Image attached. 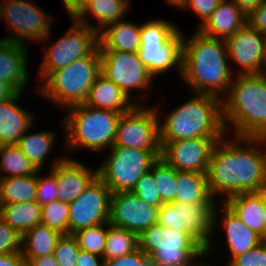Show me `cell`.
Listing matches in <instances>:
<instances>
[{"label":"cell","instance_id":"d6a6232c","mask_svg":"<svg viewBox=\"0 0 266 266\" xmlns=\"http://www.w3.org/2000/svg\"><path fill=\"white\" fill-rule=\"evenodd\" d=\"M138 248L137 234L108 222V235L102 257L104 261L130 254Z\"/></svg>","mask_w":266,"mask_h":266},{"label":"cell","instance_id":"f1b7e54d","mask_svg":"<svg viewBox=\"0 0 266 266\" xmlns=\"http://www.w3.org/2000/svg\"><path fill=\"white\" fill-rule=\"evenodd\" d=\"M42 206L36 201L0 204V217L21 237L41 224Z\"/></svg>","mask_w":266,"mask_h":266},{"label":"cell","instance_id":"9f6ffc18","mask_svg":"<svg viewBox=\"0 0 266 266\" xmlns=\"http://www.w3.org/2000/svg\"><path fill=\"white\" fill-rule=\"evenodd\" d=\"M21 266H32L30 262L24 261Z\"/></svg>","mask_w":266,"mask_h":266},{"label":"cell","instance_id":"8992f818","mask_svg":"<svg viewBox=\"0 0 266 266\" xmlns=\"http://www.w3.org/2000/svg\"><path fill=\"white\" fill-rule=\"evenodd\" d=\"M68 113L63 123L67 148L80 147L102 152L112 147L121 113L93 108L84 103L68 107Z\"/></svg>","mask_w":266,"mask_h":266},{"label":"cell","instance_id":"7c38bea8","mask_svg":"<svg viewBox=\"0 0 266 266\" xmlns=\"http://www.w3.org/2000/svg\"><path fill=\"white\" fill-rule=\"evenodd\" d=\"M158 108L136 104L121 114L112 146L141 150H161Z\"/></svg>","mask_w":266,"mask_h":266},{"label":"cell","instance_id":"30bf717a","mask_svg":"<svg viewBox=\"0 0 266 266\" xmlns=\"http://www.w3.org/2000/svg\"><path fill=\"white\" fill-rule=\"evenodd\" d=\"M216 209L215 205L167 202L158 210L157 223L175 231L189 232L206 248L207 255L213 247L210 237L216 229Z\"/></svg>","mask_w":266,"mask_h":266},{"label":"cell","instance_id":"f35d334b","mask_svg":"<svg viewBox=\"0 0 266 266\" xmlns=\"http://www.w3.org/2000/svg\"><path fill=\"white\" fill-rule=\"evenodd\" d=\"M80 247L73 235H62L54 249V256L59 266H76Z\"/></svg>","mask_w":266,"mask_h":266},{"label":"cell","instance_id":"ee69618b","mask_svg":"<svg viewBox=\"0 0 266 266\" xmlns=\"http://www.w3.org/2000/svg\"><path fill=\"white\" fill-rule=\"evenodd\" d=\"M220 1L221 0H184L179 8L189 7L200 17L202 23L199 24L197 27L198 29L208 20Z\"/></svg>","mask_w":266,"mask_h":266},{"label":"cell","instance_id":"6da1fadb","mask_svg":"<svg viewBox=\"0 0 266 266\" xmlns=\"http://www.w3.org/2000/svg\"><path fill=\"white\" fill-rule=\"evenodd\" d=\"M226 139L215 144L207 171L211 196L224 194V201L236 194L257 192L266 183V153L255 146L264 145L266 138Z\"/></svg>","mask_w":266,"mask_h":266},{"label":"cell","instance_id":"ab89813d","mask_svg":"<svg viewBox=\"0 0 266 266\" xmlns=\"http://www.w3.org/2000/svg\"><path fill=\"white\" fill-rule=\"evenodd\" d=\"M132 192L149 205L160 208L164 204L157 191V185L151 171L145 173L137 181Z\"/></svg>","mask_w":266,"mask_h":266},{"label":"cell","instance_id":"8d00e7d4","mask_svg":"<svg viewBox=\"0 0 266 266\" xmlns=\"http://www.w3.org/2000/svg\"><path fill=\"white\" fill-rule=\"evenodd\" d=\"M69 204L54 201L42 206L41 223L59 232L69 235Z\"/></svg>","mask_w":266,"mask_h":266},{"label":"cell","instance_id":"f907efd6","mask_svg":"<svg viewBox=\"0 0 266 266\" xmlns=\"http://www.w3.org/2000/svg\"><path fill=\"white\" fill-rule=\"evenodd\" d=\"M241 10L248 15L252 10L256 9L265 0H233Z\"/></svg>","mask_w":266,"mask_h":266},{"label":"cell","instance_id":"7a4b0ae2","mask_svg":"<svg viewBox=\"0 0 266 266\" xmlns=\"http://www.w3.org/2000/svg\"><path fill=\"white\" fill-rule=\"evenodd\" d=\"M226 59L225 40L206 36L198 29L187 40L183 37L182 78L195 94L227 95L233 72Z\"/></svg>","mask_w":266,"mask_h":266},{"label":"cell","instance_id":"9a60e30c","mask_svg":"<svg viewBox=\"0 0 266 266\" xmlns=\"http://www.w3.org/2000/svg\"><path fill=\"white\" fill-rule=\"evenodd\" d=\"M110 188L97 177L92 184L69 204V234L109 222Z\"/></svg>","mask_w":266,"mask_h":266},{"label":"cell","instance_id":"e575fe53","mask_svg":"<svg viewBox=\"0 0 266 266\" xmlns=\"http://www.w3.org/2000/svg\"><path fill=\"white\" fill-rule=\"evenodd\" d=\"M157 191L163 203L174 202L177 187V170L159 158L151 167Z\"/></svg>","mask_w":266,"mask_h":266},{"label":"cell","instance_id":"ba28073f","mask_svg":"<svg viewBox=\"0 0 266 266\" xmlns=\"http://www.w3.org/2000/svg\"><path fill=\"white\" fill-rule=\"evenodd\" d=\"M140 60L155 77L174 66L182 76L183 35L174 23L155 19L141 25Z\"/></svg>","mask_w":266,"mask_h":266},{"label":"cell","instance_id":"44dd1931","mask_svg":"<svg viewBox=\"0 0 266 266\" xmlns=\"http://www.w3.org/2000/svg\"><path fill=\"white\" fill-rule=\"evenodd\" d=\"M245 23H247V15L233 0H221L208 20L198 30L211 38L226 40Z\"/></svg>","mask_w":266,"mask_h":266},{"label":"cell","instance_id":"4fadbf2b","mask_svg":"<svg viewBox=\"0 0 266 266\" xmlns=\"http://www.w3.org/2000/svg\"><path fill=\"white\" fill-rule=\"evenodd\" d=\"M4 2L2 16L13 35L10 34L3 39L25 46L24 40L33 41L35 39L37 42L48 40L52 18H49L35 2H29V0H4Z\"/></svg>","mask_w":266,"mask_h":266},{"label":"cell","instance_id":"60d3db41","mask_svg":"<svg viewBox=\"0 0 266 266\" xmlns=\"http://www.w3.org/2000/svg\"><path fill=\"white\" fill-rule=\"evenodd\" d=\"M22 237L0 217V254L21 252Z\"/></svg>","mask_w":266,"mask_h":266},{"label":"cell","instance_id":"74e56055","mask_svg":"<svg viewBox=\"0 0 266 266\" xmlns=\"http://www.w3.org/2000/svg\"><path fill=\"white\" fill-rule=\"evenodd\" d=\"M64 158L56 159L52 164L53 168L51 169V173L46 178L40 176V170L37 171V196H36V202L40 204L41 206L57 201V182H56V164L61 163Z\"/></svg>","mask_w":266,"mask_h":266},{"label":"cell","instance_id":"5b68a950","mask_svg":"<svg viewBox=\"0 0 266 266\" xmlns=\"http://www.w3.org/2000/svg\"><path fill=\"white\" fill-rule=\"evenodd\" d=\"M101 74V57L98 47L86 57L52 71L44 85L35 88L43 97L64 108L86 101L89 91Z\"/></svg>","mask_w":266,"mask_h":266},{"label":"cell","instance_id":"4dcf8cb0","mask_svg":"<svg viewBox=\"0 0 266 266\" xmlns=\"http://www.w3.org/2000/svg\"><path fill=\"white\" fill-rule=\"evenodd\" d=\"M37 172L28 176L0 178V204L36 201Z\"/></svg>","mask_w":266,"mask_h":266},{"label":"cell","instance_id":"3957f363","mask_svg":"<svg viewBox=\"0 0 266 266\" xmlns=\"http://www.w3.org/2000/svg\"><path fill=\"white\" fill-rule=\"evenodd\" d=\"M226 133L231 125L236 137L266 138V73L236 75L222 100Z\"/></svg>","mask_w":266,"mask_h":266},{"label":"cell","instance_id":"5bb4252c","mask_svg":"<svg viewBox=\"0 0 266 266\" xmlns=\"http://www.w3.org/2000/svg\"><path fill=\"white\" fill-rule=\"evenodd\" d=\"M101 74L111 80L131 99V91L150 88L153 76L140 60L138 52L99 50Z\"/></svg>","mask_w":266,"mask_h":266},{"label":"cell","instance_id":"ac0fdd59","mask_svg":"<svg viewBox=\"0 0 266 266\" xmlns=\"http://www.w3.org/2000/svg\"><path fill=\"white\" fill-rule=\"evenodd\" d=\"M158 207L149 205L132 191L115 192L110 198L109 222L138 236L157 223Z\"/></svg>","mask_w":266,"mask_h":266},{"label":"cell","instance_id":"7bdbcfd3","mask_svg":"<svg viewBox=\"0 0 266 266\" xmlns=\"http://www.w3.org/2000/svg\"><path fill=\"white\" fill-rule=\"evenodd\" d=\"M150 264V257L140 248L130 254L104 261V266H149Z\"/></svg>","mask_w":266,"mask_h":266},{"label":"cell","instance_id":"cb8c5ba5","mask_svg":"<svg viewBox=\"0 0 266 266\" xmlns=\"http://www.w3.org/2000/svg\"><path fill=\"white\" fill-rule=\"evenodd\" d=\"M84 104L93 108L110 110L121 114L129 112L136 105L120 87L103 74L97 77Z\"/></svg>","mask_w":266,"mask_h":266},{"label":"cell","instance_id":"d6986e66","mask_svg":"<svg viewBox=\"0 0 266 266\" xmlns=\"http://www.w3.org/2000/svg\"><path fill=\"white\" fill-rule=\"evenodd\" d=\"M98 177V169H88L77 160L65 158L56 164L57 201L67 204L78 198Z\"/></svg>","mask_w":266,"mask_h":266},{"label":"cell","instance_id":"d4e9b609","mask_svg":"<svg viewBox=\"0 0 266 266\" xmlns=\"http://www.w3.org/2000/svg\"><path fill=\"white\" fill-rule=\"evenodd\" d=\"M225 203L251 230L265 241L266 210L257 192L241 193L229 197Z\"/></svg>","mask_w":266,"mask_h":266},{"label":"cell","instance_id":"f6af8a7d","mask_svg":"<svg viewBox=\"0 0 266 266\" xmlns=\"http://www.w3.org/2000/svg\"><path fill=\"white\" fill-rule=\"evenodd\" d=\"M247 23L266 35V0L247 15Z\"/></svg>","mask_w":266,"mask_h":266},{"label":"cell","instance_id":"7402d4cb","mask_svg":"<svg viewBox=\"0 0 266 266\" xmlns=\"http://www.w3.org/2000/svg\"><path fill=\"white\" fill-rule=\"evenodd\" d=\"M22 93L0 101V145L18 144L33 124L34 116L17 104Z\"/></svg>","mask_w":266,"mask_h":266},{"label":"cell","instance_id":"f5cc1de1","mask_svg":"<svg viewBox=\"0 0 266 266\" xmlns=\"http://www.w3.org/2000/svg\"><path fill=\"white\" fill-rule=\"evenodd\" d=\"M257 193L260 195L264 209L266 210V183L257 191Z\"/></svg>","mask_w":266,"mask_h":266},{"label":"cell","instance_id":"c3c4849f","mask_svg":"<svg viewBox=\"0 0 266 266\" xmlns=\"http://www.w3.org/2000/svg\"><path fill=\"white\" fill-rule=\"evenodd\" d=\"M91 0H63L66 11L73 18Z\"/></svg>","mask_w":266,"mask_h":266},{"label":"cell","instance_id":"836d02e7","mask_svg":"<svg viewBox=\"0 0 266 266\" xmlns=\"http://www.w3.org/2000/svg\"><path fill=\"white\" fill-rule=\"evenodd\" d=\"M0 157V172L5 173L1 178L34 175L38 171L17 144L0 145Z\"/></svg>","mask_w":266,"mask_h":266},{"label":"cell","instance_id":"277c9868","mask_svg":"<svg viewBox=\"0 0 266 266\" xmlns=\"http://www.w3.org/2000/svg\"><path fill=\"white\" fill-rule=\"evenodd\" d=\"M160 142L191 138L227 137L222 117V100L207 94H196L172 110L159 123Z\"/></svg>","mask_w":266,"mask_h":266},{"label":"cell","instance_id":"b9f144b4","mask_svg":"<svg viewBox=\"0 0 266 266\" xmlns=\"http://www.w3.org/2000/svg\"><path fill=\"white\" fill-rule=\"evenodd\" d=\"M228 266H266V241L235 257Z\"/></svg>","mask_w":266,"mask_h":266},{"label":"cell","instance_id":"816d5d0a","mask_svg":"<svg viewBox=\"0 0 266 266\" xmlns=\"http://www.w3.org/2000/svg\"><path fill=\"white\" fill-rule=\"evenodd\" d=\"M18 92L8 83L0 81V101L14 97Z\"/></svg>","mask_w":266,"mask_h":266},{"label":"cell","instance_id":"681fc988","mask_svg":"<svg viewBox=\"0 0 266 266\" xmlns=\"http://www.w3.org/2000/svg\"><path fill=\"white\" fill-rule=\"evenodd\" d=\"M29 262L32 266H59L54 253L38 258H32Z\"/></svg>","mask_w":266,"mask_h":266},{"label":"cell","instance_id":"52a82bcc","mask_svg":"<svg viewBox=\"0 0 266 266\" xmlns=\"http://www.w3.org/2000/svg\"><path fill=\"white\" fill-rule=\"evenodd\" d=\"M138 240L139 248L155 266L206 265L194 263L197 257H204L206 248L187 231H175L155 223L143 231Z\"/></svg>","mask_w":266,"mask_h":266},{"label":"cell","instance_id":"ffe728a7","mask_svg":"<svg viewBox=\"0 0 266 266\" xmlns=\"http://www.w3.org/2000/svg\"><path fill=\"white\" fill-rule=\"evenodd\" d=\"M27 48L13 41L0 40V81L10 84L17 92L26 88L29 79Z\"/></svg>","mask_w":266,"mask_h":266},{"label":"cell","instance_id":"4316f807","mask_svg":"<svg viewBox=\"0 0 266 266\" xmlns=\"http://www.w3.org/2000/svg\"><path fill=\"white\" fill-rule=\"evenodd\" d=\"M130 0H91L73 18L95 30L98 34L108 25L120 21L128 12ZM96 17L98 25L93 27L86 20V14Z\"/></svg>","mask_w":266,"mask_h":266},{"label":"cell","instance_id":"1f68e13d","mask_svg":"<svg viewBox=\"0 0 266 266\" xmlns=\"http://www.w3.org/2000/svg\"><path fill=\"white\" fill-rule=\"evenodd\" d=\"M54 141L55 133L47 130L31 134L25 133L17 145L34 167L40 170L52 149Z\"/></svg>","mask_w":266,"mask_h":266},{"label":"cell","instance_id":"83f0119b","mask_svg":"<svg viewBox=\"0 0 266 266\" xmlns=\"http://www.w3.org/2000/svg\"><path fill=\"white\" fill-rule=\"evenodd\" d=\"M208 188L207 174L193 171H177V187L174 202L191 205H216Z\"/></svg>","mask_w":266,"mask_h":266},{"label":"cell","instance_id":"11a10c76","mask_svg":"<svg viewBox=\"0 0 266 266\" xmlns=\"http://www.w3.org/2000/svg\"><path fill=\"white\" fill-rule=\"evenodd\" d=\"M2 15H3V3L2 1H0V19L1 17H3Z\"/></svg>","mask_w":266,"mask_h":266},{"label":"cell","instance_id":"f546056e","mask_svg":"<svg viewBox=\"0 0 266 266\" xmlns=\"http://www.w3.org/2000/svg\"><path fill=\"white\" fill-rule=\"evenodd\" d=\"M62 234L44 224H38L22 236L21 253L25 261L54 253Z\"/></svg>","mask_w":266,"mask_h":266},{"label":"cell","instance_id":"e0dca14e","mask_svg":"<svg viewBox=\"0 0 266 266\" xmlns=\"http://www.w3.org/2000/svg\"><path fill=\"white\" fill-rule=\"evenodd\" d=\"M222 138H191L174 142H160L161 157L177 171L207 174L211 153Z\"/></svg>","mask_w":266,"mask_h":266},{"label":"cell","instance_id":"9c48e42d","mask_svg":"<svg viewBox=\"0 0 266 266\" xmlns=\"http://www.w3.org/2000/svg\"><path fill=\"white\" fill-rule=\"evenodd\" d=\"M109 155L97 168L98 177L110 188L112 193L129 192L161 157V150L112 146Z\"/></svg>","mask_w":266,"mask_h":266},{"label":"cell","instance_id":"2e32d148","mask_svg":"<svg viewBox=\"0 0 266 266\" xmlns=\"http://www.w3.org/2000/svg\"><path fill=\"white\" fill-rule=\"evenodd\" d=\"M228 58L239 65L237 75L264 73L266 66V35L245 23L225 40Z\"/></svg>","mask_w":266,"mask_h":266},{"label":"cell","instance_id":"603a6c76","mask_svg":"<svg viewBox=\"0 0 266 266\" xmlns=\"http://www.w3.org/2000/svg\"><path fill=\"white\" fill-rule=\"evenodd\" d=\"M224 215L221 219L226 234V243L229 247L231 258L229 264L235 257L252 250L264 240L255 231L251 230L242 220L224 203Z\"/></svg>","mask_w":266,"mask_h":266},{"label":"cell","instance_id":"d590c367","mask_svg":"<svg viewBox=\"0 0 266 266\" xmlns=\"http://www.w3.org/2000/svg\"><path fill=\"white\" fill-rule=\"evenodd\" d=\"M72 235L80 249L102 258L108 235V222L81 229Z\"/></svg>","mask_w":266,"mask_h":266},{"label":"cell","instance_id":"8fae6325","mask_svg":"<svg viewBox=\"0 0 266 266\" xmlns=\"http://www.w3.org/2000/svg\"><path fill=\"white\" fill-rule=\"evenodd\" d=\"M73 26L62 37L45 52V57L41 63L38 74L41 81L45 79L52 71L64 68L75 60L89 56L99 43V34L79 23L74 18Z\"/></svg>","mask_w":266,"mask_h":266},{"label":"cell","instance_id":"484cf974","mask_svg":"<svg viewBox=\"0 0 266 266\" xmlns=\"http://www.w3.org/2000/svg\"><path fill=\"white\" fill-rule=\"evenodd\" d=\"M141 45V25L123 20L108 25L99 33V50L138 52Z\"/></svg>","mask_w":266,"mask_h":266},{"label":"cell","instance_id":"7dc6e473","mask_svg":"<svg viewBox=\"0 0 266 266\" xmlns=\"http://www.w3.org/2000/svg\"><path fill=\"white\" fill-rule=\"evenodd\" d=\"M24 261L21 252L0 254V266H21Z\"/></svg>","mask_w":266,"mask_h":266},{"label":"cell","instance_id":"db71d44e","mask_svg":"<svg viewBox=\"0 0 266 266\" xmlns=\"http://www.w3.org/2000/svg\"><path fill=\"white\" fill-rule=\"evenodd\" d=\"M167 3L173 5L174 7H179L184 0H166Z\"/></svg>","mask_w":266,"mask_h":266},{"label":"cell","instance_id":"bcb514c9","mask_svg":"<svg viewBox=\"0 0 266 266\" xmlns=\"http://www.w3.org/2000/svg\"><path fill=\"white\" fill-rule=\"evenodd\" d=\"M100 256L80 249L76 259V266H104V259Z\"/></svg>","mask_w":266,"mask_h":266}]
</instances>
